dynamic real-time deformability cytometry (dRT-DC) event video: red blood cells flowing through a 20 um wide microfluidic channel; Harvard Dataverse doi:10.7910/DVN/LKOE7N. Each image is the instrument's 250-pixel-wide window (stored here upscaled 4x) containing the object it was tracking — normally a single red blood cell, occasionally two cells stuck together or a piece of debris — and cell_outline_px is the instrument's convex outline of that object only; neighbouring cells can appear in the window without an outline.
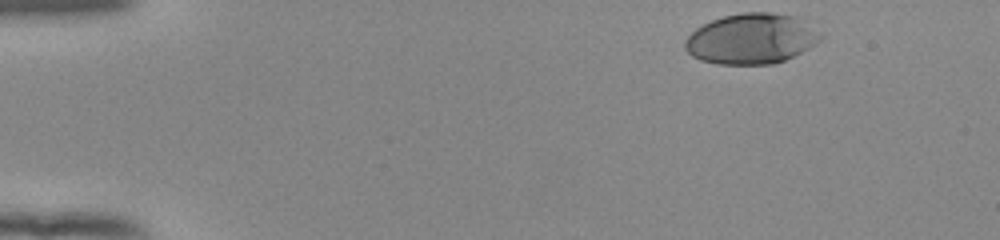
{"species": "human", "species_latin": "Homo sapiens", "temperature_condition": "room temperature", "stored_images_in_passage": 40, "camera_frame_rate_fps": 3000, "um_per_image_px": 0.085, "donor": {"sex": "female"}, "frame": {"image": 1, "passage_image": 1, "time_ms": 0.0, "image_size_px": [1000, 240], "cell_outline_px": [[824, 36], [820, 40], [808, 48], [784, 60], [772, 64], [716, 64], [700, 60], [692, 56], [684, 48], [684, 40], [696, 28], [712, 20], [724, 16], [740, 12], [772, 12], [800, 16]], "centroid_in_image_um": [63.87, 3.28], "position_along_channel_um": 21.1, "area_um2": 40.06}}
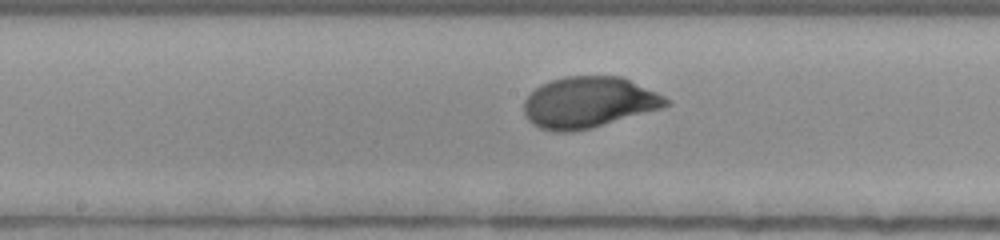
{"frame": {"image": 2, "passage_image": 23, "time_ms": 7.333, "image_size_px": [1000, 240], "cell_outline_px": [[672, 104], [660, 108], [592, 128], [572, 132], [556, 132], [540, 128], [532, 124], [528, 120], [524, 112], [524, 100], [540, 84], [564, 76], [620, 76], [656, 92], [664, 96]], "centroid_in_image_um": [50.0, 8.71], "position_along_channel_um": 198.2, "area_um2": 42.08}}
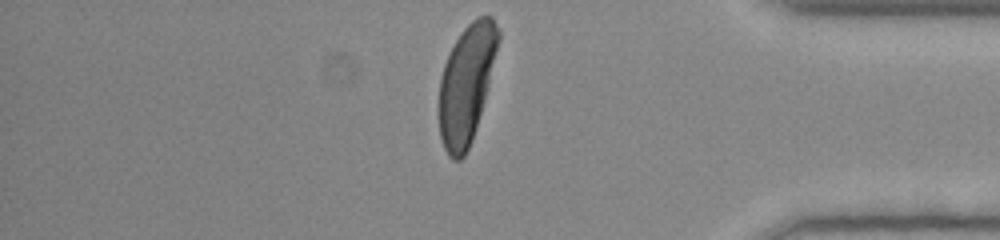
{"frame": {"image": 3, "passage_image": 40, "time_ms": 13.0, "image_size_px": [1000, 240], "cell_outline_px": [[500, 36], [488, 88], [476, 128], [472, 140], [464, 156], [460, 160], [452, 160], [448, 156], [444, 148], [440, 136], [440, 76], [444, 64], [456, 40], [464, 28], [476, 16], [492, 16], [500, 32]], "centroid_in_image_um": [39.66, 7.13], "position_along_channel_um": 395.5, "area_um2": 40.4}, "authors_computed_cell_mechanics": {"area_um2": 41.4426, "velocity_mm_per_s": 3.886, "shape_relaxation_time_tau1_ms": 2.2927, "shape_relaxation_time_tau2_ms": null, "deformation_change_tau1": 0.1636, "deformation_change_tau2": null}}